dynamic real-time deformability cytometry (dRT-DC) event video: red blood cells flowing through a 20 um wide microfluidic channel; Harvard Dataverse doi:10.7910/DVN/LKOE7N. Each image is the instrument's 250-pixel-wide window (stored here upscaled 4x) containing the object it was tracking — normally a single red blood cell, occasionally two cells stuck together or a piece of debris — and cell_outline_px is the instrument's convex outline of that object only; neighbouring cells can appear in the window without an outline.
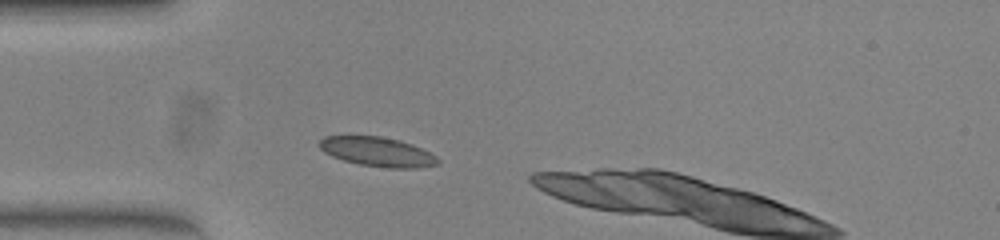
{"species": "common noctule bat (a hibernating species)", "species_latin": "Nyctalus noctula", "temperature_condition": "warm", "stored_images_in_passage": 9, "camera_frame_rate_fps": 3000, "um_per_image_px": 0.085, "animal": {"sex": "female", "body_mass_g": 23.0, "forearm_length_mm": 53.4}, "frame": {"image": 1, "passage_image": 1, "time_ms": 0.0, "image_size_px": [1000, 240], "cell_outline_px": [[440, 164], [416, 168], [388, 168], [360, 164], [344, 160], [332, 156], [324, 152], [316, 144], [324, 136], [380, 136], [400, 140], [412, 144], [436, 156], [440, 160]], "centroid_in_image_um": [32.07, 12.9], "position_along_channel_um": 52.9, "area_um2": 20.29}}
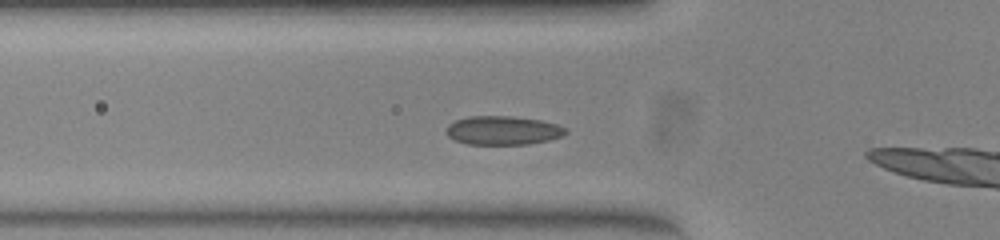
{"frame": {"image": 2, "passage_image": 4, "time_ms": 1.0, "image_size_px": [1000, 240], "cell_outline_px": [[568, 132], [564, 136], [548, 140], [528, 144], [468, 144], [456, 140], [448, 136], [444, 132], [448, 124], [456, 120], [468, 116], [512, 116], [540, 120], [556, 124], [568, 128]], "centroid_in_image_um": [42.76, 11.08], "position_along_channel_um": 83.0, "area_um2": 20.17}}
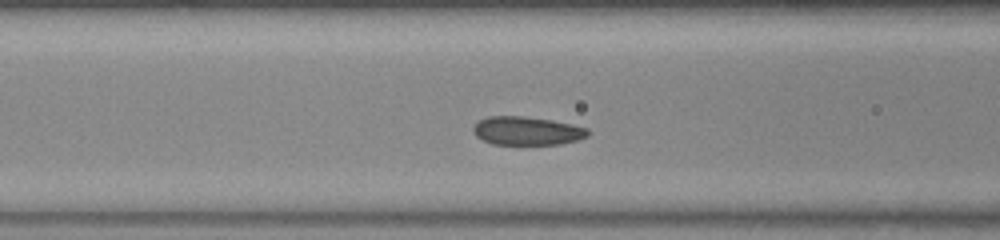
{"frame": {"image": 3, "passage_image": 7, "time_ms": 2.0, "image_size_px": [1000, 240], "cell_outline_px": [[588, 136], [576, 140], [560, 144], [492, 144], [476, 136], [472, 132], [472, 128], [480, 120], [488, 116], [524, 116], [552, 120], [572, 124], [588, 128]], "centroid_in_image_um": [44.78, 11.11], "position_along_channel_um": 121.8, "area_um2": 18.96}}